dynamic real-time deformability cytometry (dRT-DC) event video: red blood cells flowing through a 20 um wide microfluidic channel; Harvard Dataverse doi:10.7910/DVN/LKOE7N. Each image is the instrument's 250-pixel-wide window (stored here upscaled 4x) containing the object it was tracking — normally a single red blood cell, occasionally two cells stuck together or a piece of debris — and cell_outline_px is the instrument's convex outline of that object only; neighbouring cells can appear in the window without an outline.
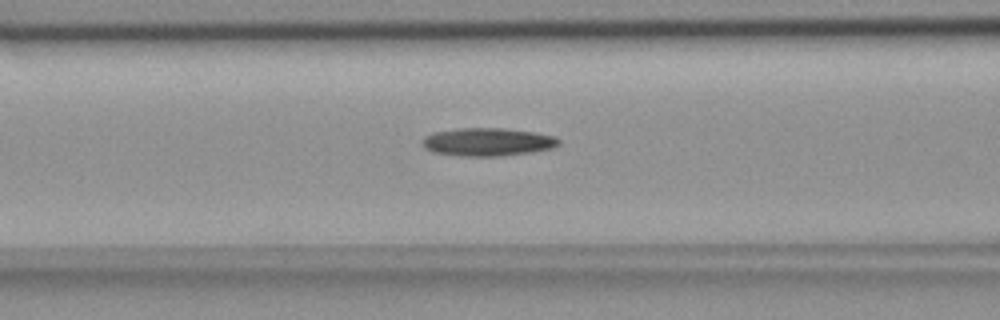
{"species": "common noctule bat (a hibernating species)", "species_latin": "Nyctalus noctula", "temperature_condition": "room temperature", "stored_images_in_passage": 27, "camera_frame_rate_fps": 3000, "um_per_image_px": 0.085, "animal": {"sex": "female", "body_mass_g": 18.4}, "frame": {"image": 1, "passage_image": 5, "time_ms": 1.333, "image_size_px": [1000, 320], "cell_outline_px": [[560, 144], [552, 148], [532, 152], [500, 156], [460, 156], [432, 152], [424, 148], [420, 144], [420, 140], [424, 136], [436, 132], [460, 128], [504, 128], [532, 132], [556, 136], [560, 140]], "centroid_in_image_um": [41.42, 12.07], "position_along_channel_um": 125.2, "area_um2": 22.48}}
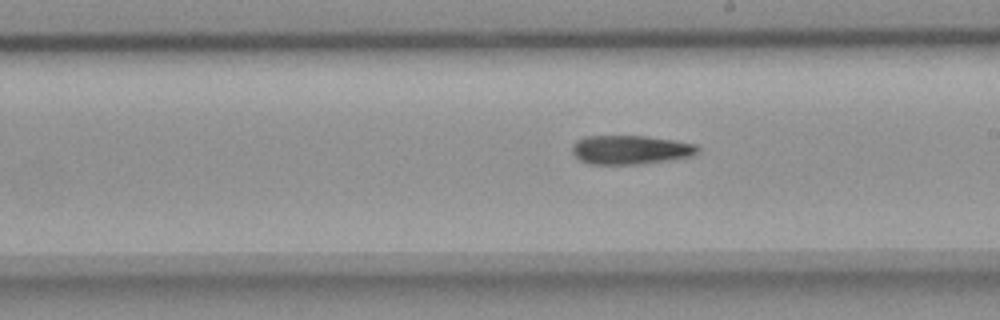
{"frame": {"image": 2, "passage_image": 14, "time_ms": 4.333, "image_size_px": [1000, 320], "cell_outline_px": [[700, 152], [692, 156], [668, 160], [640, 164], [592, 164], [580, 160], [572, 152], [572, 144], [576, 140], [584, 136], [644, 136], [672, 140], [696, 144], [700, 148]], "centroid_in_image_um": [53.59, 12.73], "position_along_channel_um": 235.4, "area_um2": 21.21}}
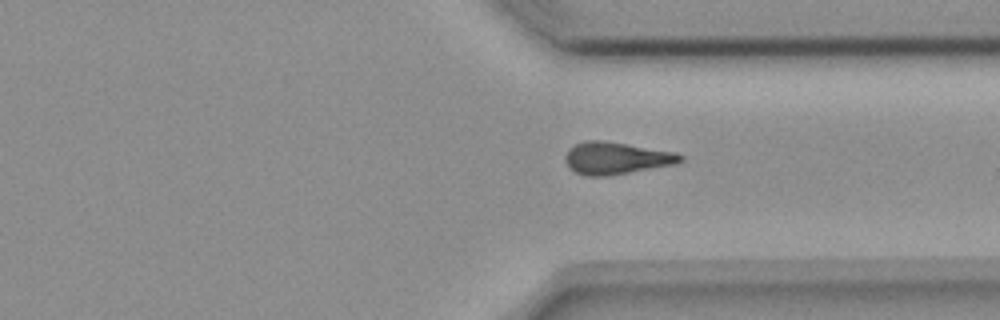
{"frame": {"image": 3, "passage_image": 24, "time_ms": 7.667, "image_size_px": [1000, 320], "cell_outline_px": [[684, 160], [676, 164], [608, 176], [588, 176], [576, 172], [568, 168], [564, 160], [564, 156], [568, 148], [576, 144], [588, 140], [600, 140], [676, 152], [684, 156]], "centroid_in_image_um": [52.36, 13.45], "position_along_channel_um": 359.0, "area_um2": 21.62}}